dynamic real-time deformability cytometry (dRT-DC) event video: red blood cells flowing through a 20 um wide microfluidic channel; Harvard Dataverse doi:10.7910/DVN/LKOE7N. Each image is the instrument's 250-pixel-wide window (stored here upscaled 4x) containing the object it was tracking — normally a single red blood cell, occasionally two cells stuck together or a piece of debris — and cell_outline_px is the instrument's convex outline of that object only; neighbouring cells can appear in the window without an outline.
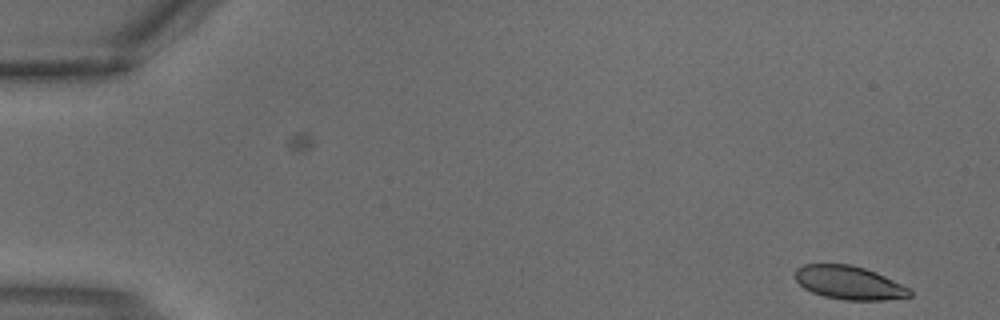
{"species": "common noctule bat (a hibernating species)", "species_latin": "Nyctalus noctula", "temperature_condition": "warm", "stored_images_in_passage": 4, "camera_frame_rate_fps": 3000, "um_per_image_px": 0.085, "animal": {"sex": "male", "body_mass_g": 18.8}, "frame": {"image": 1, "passage_image": 1, "time_ms": 0.0, "image_size_px": [1000, 320], "cell_outline_px": [[912, 296], [884, 300], [844, 300], [824, 296], [812, 292], [804, 288], [792, 276], [796, 268], [804, 264], [852, 264], [876, 272], [908, 288], [912, 292]], "centroid_in_image_um": [72.12, 24.02], "position_along_channel_um": 12.9, "area_um2": 22.37}}